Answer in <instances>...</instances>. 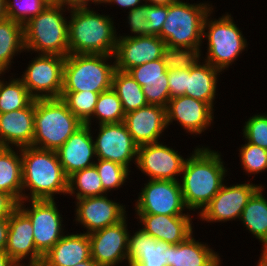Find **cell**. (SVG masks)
Returning <instances> with one entry per match:
<instances>
[{"label":"cell","instance_id":"7c38bea8","mask_svg":"<svg viewBox=\"0 0 267 266\" xmlns=\"http://www.w3.org/2000/svg\"><path fill=\"white\" fill-rule=\"evenodd\" d=\"M243 182L229 185L225 181L211 202L197 216L201 223H210L212 226V223L239 221L251 196L264 185L255 184L251 179Z\"/></svg>","mask_w":267,"mask_h":266},{"label":"cell","instance_id":"680465c9","mask_svg":"<svg viewBox=\"0 0 267 266\" xmlns=\"http://www.w3.org/2000/svg\"><path fill=\"white\" fill-rule=\"evenodd\" d=\"M263 261L267 264V258L263 259Z\"/></svg>","mask_w":267,"mask_h":266},{"label":"cell","instance_id":"ab89813d","mask_svg":"<svg viewBox=\"0 0 267 266\" xmlns=\"http://www.w3.org/2000/svg\"><path fill=\"white\" fill-rule=\"evenodd\" d=\"M47 6L43 0H6V15L7 18L24 25Z\"/></svg>","mask_w":267,"mask_h":266},{"label":"cell","instance_id":"9a60e30c","mask_svg":"<svg viewBox=\"0 0 267 266\" xmlns=\"http://www.w3.org/2000/svg\"><path fill=\"white\" fill-rule=\"evenodd\" d=\"M111 194L75 200L73 224L83 228V233L90 234L122 221L128 215L127 205L109 198Z\"/></svg>","mask_w":267,"mask_h":266},{"label":"cell","instance_id":"91938a15","mask_svg":"<svg viewBox=\"0 0 267 266\" xmlns=\"http://www.w3.org/2000/svg\"><path fill=\"white\" fill-rule=\"evenodd\" d=\"M26 266H42V265H26Z\"/></svg>","mask_w":267,"mask_h":266},{"label":"cell","instance_id":"ac0fdd59","mask_svg":"<svg viewBox=\"0 0 267 266\" xmlns=\"http://www.w3.org/2000/svg\"><path fill=\"white\" fill-rule=\"evenodd\" d=\"M8 235L5 252L18 265H41L43 255L34 244L30 218L17 207L8 219Z\"/></svg>","mask_w":267,"mask_h":266},{"label":"cell","instance_id":"9c48e42d","mask_svg":"<svg viewBox=\"0 0 267 266\" xmlns=\"http://www.w3.org/2000/svg\"><path fill=\"white\" fill-rule=\"evenodd\" d=\"M57 203L59 200L48 199L21 200L18 203V207L30 218L34 244L43 256L67 233V224L63 220L65 215H62Z\"/></svg>","mask_w":267,"mask_h":266},{"label":"cell","instance_id":"db71d44e","mask_svg":"<svg viewBox=\"0 0 267 266\" xmlns=\"http://www.w3.org/2000/svg\"><path fill=\"white\" fill-rule=\"evenodd\" d=\"M93 6H98V8H100L99 6H101L102 4H103V2L105 1V0H88Z\"/></svg>","mask_w":267,"mask_h":266},{"label":"cell","instance_id":"74e56055","mask_svg":"<svg viewBox=\"0 0 267 266\" xmlns=\"http://www.w3.org/2000/svg\"><path fill=\"white\" fill-rule=\"evenodd\" d=\"M242 140L245 141V144L237 148L240 160L238 164L241 163L240 166L243 173L248 177H252L251 179L253 180L256 177L255 175L267 171V150L247 142L244 138Z\"/></svg>","mask_w":267,"mask_h":266},{"label":"cell","instance_id":"4316f807","mask_svg":"<svg viewBox=\"0 0 267 266\" xmlns=\"http://www.w3.org/2000/svg\"><path fill=\"white\" fill-rule=\"evenodd\" d=\"M131 231L132 228L128 237V266H167L166 250L172 244L157 241L140 227Z\"/></svg>","mask_w":267,"mask_h":266},{"label":"cell","instance_id":"f1b7e54d","mask_svg":"<svg viewBox=\"0 0 267 266\" xmlns=\"http://www.w3.org/2000/svg\"><path fill=\"white\" fill-rule=\"evenodd\" d=\"M265 185L261 186L249 199L239 221L253 238L261 243L259 260L267 258V198Z\"/></svg>","mask_w":267,"mask_h":266},{"label":"cell","instance_id":"f907efd6","mask_svg":"<svg viewBox=\"0 0 267 266\" xmlns=\"http://www.w3.org/2000/svg\"><path fill=\"white\" fill-rule=\"evenodd\" d=\"M6 18V0H0V21Z\"/></svg>","mask_w":267,"mask_h":266},{"label":"cell","instance_id":"d6a6232c","mask_svg":"<svg viewBox=\"0 0 267 266\" xmlns=\"http://www.w3.org/2000/svg\"><path fill=\"white\" fill-rule=\"evenodd\" d=\"M112 88L122 102L125 114L148 105L142 87L128 72L115 69Z\"/></svg>","mask_w":267,"mask_h":266},{"label":"cell","instance_id":"f5cc1de1","mask_svg":"<svg viewBox=\"0 0 267 266\" xmlns=\"http://www.w3.org/2000/svg\"><path fill=\"white\" fill-rule=\"evenodd\" d=\"M177 0H147V3L150 4H170L172 2H175Z\"/></svg>","mask_w":267,"mask_h":266},{"label":"cell","instance_id":"bcb514c9","mask_svg":"<svg viewBox=\"0 0 267 266\" xmlns=\"http://www.w3.org/2000/svg\"><path fill=\"white\" fill-rule=\"evenodd\" d=\"M147 3V0H105L101 6L107 7L110 6V9L113 5L118 6L120 9L131 11L136 7L142 6ZM105 5V6H104Z\"/></svg>","mask_w":267,"mask_h":266},{"label":"cell","instance_id":"4dcf8cb0","mask_svg":"<svg viewBox=\"0 0 267 266\" xmlns=\"http://www.w3.org/2000/svg\"><path fill=\"white\" fill-rule=\"evenodd\" d=\"M24 52V25L9 18L0 21V73H9Z\"/></svg>","mask_w":267,"mask_h":266},{"label":"cell","instance_id":"d6986e66","mask_svg":"<svg viewBox=\"0 0 267 266\" xmlns=\"http://www.w3.org/2000/svg\"><path fill=\"white\" fill-rule=\"evenodd\" d=\"M166 43L155 35L118 37L114 52L115 69L127 72L144 63L161 59Z\"/></svg>","mask_w":267,"mask_h":266},{"label":"cell","instance_id":"603a6c76","mask_svg":"<svg viewBox=\"0 0 267 266\" xmlns=\"http://www.w3.org/2000/svg\"><path fill=\"white\" fill-rule=\"evenodd\" d=\"M35 99L26 107L0 114V147L32 146Z\"/></svg>","mask_w":267,"mask_h":266},{"label":"cell","instance_id":"4fadbf2b","mask_svg":"<svg viewBox=\"0 0 267 266\" xmlns=\"http://www.w3.org/2000/svg\"><path fill=\"white\" fill-rule=\"evenodd\" d=\"M91 134L94 136L97 159L119 163L130 171L133 164L136 165L138 145L133 141L124 122L99 124L96 128L91 126Z\"/></svg>","mask_w":267,"mask_h":266},{"label":"cell","instance_id":"1f68e13d","mask_svg":"<svg viewBox=\"0 0 267 266\" xmlns=\"http://www.w3.org/2000/svg\"><path fill=\"white\" fill-rule=\"evenodd\" d=\"M4 75L6 73H0V114L26 108L34 98L17 76L19 74L10 73L8 80Z\"/></svg>","mask_w":267,"mask_h":266},{"label":"cell","instance_id":"e0dca14e","mask_svg":"<svg viewBox=\"0 0 267 266\" xmlns=\"http://www.w3.org/2000/svg\"><path fill=\"white\" fill-rule=\"evenodd\" d=\"M214 113L215 110L206 102L187 95L173 97L166 106L167 127L175 122L188 135L202 136L213 127Z\"/></svg>","mask_w":267,"mask_h":266},{"label":"cell","instance_id":"484cf974","mask_svg":"<svg viewBox=\"0 0 267 266\" xmlns=\"http://www.w3.org/2000/svg\"><path fill=\"white\" fill-rule=\"evenodd\" d=\"M200 240L193 233L185 241L171 245L166 250L167 266H215L222 260L221 253Z\"/></svg>","mask_w":267,"mask_h":266},{"label":"cell","instance_id":"52a82bcc","mask_svg":"<svg viewBox=\"0 0 267 266\" xmlns=\"http://www.w3.org/2000/svg\"><path fill=\"white\" fill-rule=\"evenodd\" d=\"M188 1L177 0L168 4V15L159 35L168 46L202 48L204 21L216 5L208 0Z\"/></svg>","mask_w":267,"mask_h":266},{"label":"cell","instance_id":"d590c367","mask_svg":"<svg viewBox=\"0 0 267 266\" xmlns=\"http://www.w3.org/2000/svg\"><path fill=\"white\" fill-rule=\"evenodd\" d=\"M94 166L96 167L103 189L110 194L117 190L123 189L127 183L132 182L129 177L134 172L130 171L123 165L104 159H97ZM132 172V174H131ZM129 180V182H128Z\"/></svg>","mask_w":267,"mask_h":266},{"label":"cell","instance_id":"9f6ffc18","mask_svg":"<svg viewBox=\"0 0 267 266\" xmlns=\"http://www.w3.org/2000/svg\"><path fill=\"white\" fill-rule=\"evenodd\" d=\"M48 5H56V0H43Z\"/></svg>","mask_w":267,"mask_h":266},{"label":"cell","instance_id":"ba28073f","mask_svg":"<svg viewBox=\"0 0 267 266\" xmlns=\"http://www.w3.org/2000/svg\"><path fill=\"white\" fill-rule=\"evenodd\" d=\"M113 55L69 54L65 57L62 92L101 93L112 88Z\"/></svg>","mask_w":267,"mask_h":266},{"label":"cell","instance_id":"7bdbcfd3","mask_svg":"<svg viewBox=\"0 0 267 266\" xmlns=\"http://www.w3.org/2000/svg\"><path fill=\"white\" fill-rule=\"evenodd\" d=\"M168 15V4H150L148 3L147 20L148 35L159 36L166 17Z\"/></svg>","mask_w":267,"mask_h":266},{"label":"cell","instance_id":"83f0119b","mask_svg":"<svg viewBox=\"0 0 267 266\" xmlns=\"http://www.w3.org/2000/svg\"><path fill=\"white\" fill-rule=\"evenodd\" d=\"M222 72L204 60L195 67L187 69L186 95L208 103L215 111V99L218 98V84ZM217 96V98H216Z\"/></svg>","mask_w":267,"mask_h":266},{"label":"cell","instance_id":"11a10c76","mask_svg":"<svg viewBox=\"0 0 267 266\" xmlns=\"http://www.w3.org/2000/svg\"><path fill=\"white\" fill-rule=\"evenodd\" d=\"M255 266H267V264L263 260H257Z\"/></svg>","mask_w":267,"mask_h":266},{"label":"cell","instance_id":"d4e9b609","mask_svg":"<svg viewBox=\"0 0 267 266\" xmlns=\"http://www.w3.org/2000/svg\"><path fill=\"white\" fill-rule=\"evenodd\" d=\"M91 258L88 234L66 233L44 256L42 266H73Z\"/></svg>","mask_w":267,"mask_h":266},{"label":"cell","instance_id":"f546056e","mask_svg":"<svg viewBox=\"0 0 267 266\" xmlns=\"http://www.w3.org/2000/svg\"><path fill=\"white\" fill-rule=\"evenodd\" d=\"M22 158L20 148L0 147V191L22 200Z\"/></svg>","mask_w":267,"mask_h":266},{"label":"cell","instance_id":"816d5d0a","mask_svg":"<svg viewBox=\"0 0 267 266\" xmlns=\"http://www.w3.org/2000/svg\"><path fill=\"white\" fill-rule=\"evenodd\" d=\"M73 266H100V265L95 260L90 258L81 263H77L76 265H73Z\"/></svg>","mask_w":267,"mask_h":266},{"label":"cell","instance_id":"681fc988","mask_svg":"<svg viewBox=\"0 0 267 266\" xmlns=\"http://www.w3.org/2000/svg\"><path fill=\"white\" fill-rule=\"evenodd\" d=\"M0 266H18L5 251L0 252Z\"/></svg>","mask_w":267,"mask_h":266},{"label":"cell","instance_id":"b9f144b4","mask_svg":"<svg viewBox=\"0 0 267 266\" xmlns=\"http://www.w3.org/2000/svg\"><path fill=\"white\" fill-rule=\"evenodd\" d=\"M128 13V14H127ZM148 14V3L142 6L136 7L131 11L126 12V18L124 20L127 24L126 28H129L128 33H122L119 31L118 37H136V36H146L148 35V25L149 20H147Z\"/></svg>","mask_w":267,"mask_h":266},{"label":"cell","instance_id":"ffe728a7","mask_svg":"<svg viewBox=\"0 0 267 266\" xmlns=\"http://www.w3.org/2000/svg\"><path fill=\"white\" fill-rule=\"evenodd\" d=\"M137 226L157 241L176 245L195 233L194 215L136 214Z\"/></svg>","mask_w":267,"mask_h":266},{"label":"cell","instance_id":"5bb4252c","mask_svg":"<svg viewBox=\"0 0 267 266\" xmlns=\"http://www.w3.org/2000/svg\"><path fill=\"white\" fill-rule=\"evenodd\" d=\"M175 148L164 141L140 145L134 167L146 179L179 181L187 157Z\"/></svg>","mask_w":267,"mask_h":266},{"label":"cell","instance_id":"277c9868","mask_svg":"<svg viewBox=\"0 0 267 266\" xmlns=\"http://www.w3.org/2000/svg\"><path fill=\"white\" fill-rule=\"evenodd\" d=\"M216 8L209 12L204 21L202 42L207 44L202 43L201 49L207 45L205 46L207 52L202 58L224 74L233 64H236L238 57L244 51H248L247 47L250 44L230 12L221 14L218 19L214 18Z\"/></svg>","mask_w":267,"mask_h":266},{"label":"cell","instance_id":"60d3db41","mask_svg":"<svg viewBox=\"0 0 267 266\" xmlns=\"http://www.w3.org/2000/svg\"><path fill=\"white\" fill-rule=\"evenodd\" d=\"M242 132V138L247 142L267 150V115L265 112L250 115L243 123Z\"/></svg>","mask_w":267,"mask_h":266},{"label":"cell","instance_id":"cb8c5ba5","mask_svg":"<svg viewBox=\"0 0 267 266\" xmlns=\"http://www.w3.org/2000/svg\"><path fill=\"white\" fill-rule=\"evenodd\" d=\"M142 87L148 104L167 106L170 98L168 71L162 59L135 66L127 71Z\"/></svg>","mask_w":267,"mask_h":266},{"label":"cell","instance_id":"8fae6325","mask_svg":"<svg viewBox=\"0 0 267 266\" xmlns=\"http://www.w3.org/2000/svg\"><path fill=\"white\" fill-rule=\"evenodd\" d=\"M133 205L135 214L195 215L186 207L179 181L147 179ZM144 184V185H143ZM192 213V214H191Z\"/></svg>","mask_w":267,"mask_h":266},{"label":"cell","instance_id":"7402d4cb","mask_svg":"<svg viewBox=\"0 0 267 266\" xmlns=\"http://www.w3.org/2000/svg\"><path fill=\"white\" fill-rule=\"evenodd\" d=\"M56 153L67 177L94 166L97 156L91 126L83 124Z\"/></svg>","mask_w":267,"mask_h":266},{"label":"cell","instance_id":"f6af8a7d","mask_svg":"<svg viewBox=\"0 0 267 266\" xmlns=\"http://www.w3.org/2000/svg\"><path fill=\"white\" fill-rule=\"evenodd\" d=\"M18 207V202L9 194L0 191V220L9 219Z\"/></svg>","mask_w":267,"mask_h":266},{"label":"cell","instance_id":"e575fe53","mask_svg":"<svg viewBox=\"0 0 267 266\" xmlns=\"http://www.w3.org/2000/svg\"><path fill=\"white\" fill-rule=\"evenodd\" d=\"M125 112L122 102L113 88L101 92L98 96L97 103L92 118L86 125L93 126L99 124H112L124 122Z\"/></svg>","mask_w":267,"mask_h":266},{"label":"cell","instance_id":"44dd1931","mask_svg":"<svg viewBox=\"0 0 267 266\" xmlns=\"http://www.w3.org/2000/svg\"><path fill=\"white\" fill-rule=\"evenodd\" d=\"M124 123L138 146L163 141L164 133L168 129L166 108L148 104L125 114Z\"/></svg>","mask_w":267,"mask_h":266},{"label":"cell","instance_id":"7a4b0ae2","mask_svg":"<svg viewBox=\"0 0 267 266\" xmlns=\"http://www.w3.org/2000/svg\"><path fill=\"white\" fill-rule=\"evenodd\" d=\"M22 158V200H58L67 195L68 177L56 151L33 146L20 148Z\"/></svg>","mask_w":267,"mask_h":266},{"label":"cell","instance_id":"8d00e7d4","mask_svg":"<svg viewBox=\"0 0 267 266\" xmlns=\"http://www.w3.org/2000/svg\"><path fill=\"white\" fill-rule=\"evenodd\" d=\"M205 50L193 47H171L166 45L162 53V61L166 70L190 69L203 60Z\"/></svg>","mask_w":267,"mask_h":266},{"label":"cell","instance_id":"6f0895ef","mask_svg":"<svg viewBox=\"0 0 267 266\" xmlns=\"http://www.w3.org/2000/svg\"><path fill=\"white\" fill-rule=\"evenodd\" d=\"M222 263H223V260H220L215 266H223Z\"/></svg>","mask_w":267,"mask_h":266},{"label":"cell","instance_id":"30bf717a","mask_svg":"<svg viewBox=\"0 0 267 266\" xmlns=\"http://www.w3.org/2000/svg\"><path fill=\"white\" fill-rule=\"evenodd\" d=\"M18 76L34 99L61 98L65 57L35 54Z\"/></svg>","mask_w":267,"mask_h":266},{"label":"cell","instance_id":"5b68a950","mask_svg":"<svg viewBox=\"0 0 267 266\" xmlns=\"http://www.w3.org/2000/svg\"><path fill=\"white\" fill-rule=\"evenodd\" d=\"M69 9L60 5H48L42 12L24 24L26 53L69 55Z\"/></svg>","mask_w":267,"mask_h":266},{"label":"cell","instance_id":"836d02e7","mask_svg":"<svg viewBox=\"0 0 267 266\" xmlns=\"http://www.w3.org/2000/svg\"><path fill=\"white\" fill-rule=\"evenodd\" d=\"M108 194L102 186L100 176L95 166L73 173L68 177L67 197L82 199Z\"/></svg>","mask_w":267,"mask_h":266},{"label":"cell","instance_id":"6da1fadb","mask_svg":"<svg viewBox=\"0 0 267 266\" xmlns=\"http://www.w3.org/2000/svg\"><path fill=\"white\" fill-rule=\"evenodd\" d=\"M192 149L190 156L185 155L187 159L179 182L186 207L198 216L232 173L219 150L202 144Z\"/></svg>","mask_w":267,"mask_h":266},{"label":"cell","instance_id":"c3c4849f","mask_svg":"<svg viewBox=\"0 0 267 266\" xmlns=\"http://www.w3.org/2000/svg\"><path fill=\"white\" fill-rule=\"evenodd\" d=\"M8 219L0 220V252L5 251L8 235Z\"/></svg>","mask_w":267,"mask_h":266},{"label":"cell","instance_id":"8992f818","mask_svg":"<svg viewBox=\"0 0 267 266\" xmlns=\"http://www.w3.org/2000/svg\"><path fill=\"white\" fill-rule=\"evenodd\" d=\"M82 125L61 98L35 99L32 146L57 151Z\"/></svg>","mask_w":267,"mask_h":266},{"label":"cell","instance_id":"7dc6e473","mask_svg":"<svg viewBox=\"0 0 267 266\" xmlns=\"http://www.w3.org/2000/svg\"><path fill=\"white\" fill-rule=\"evenodd\" d=\"M56 5H60L67 9L92 6V4L88 0H56Z\"/></svg>","mask_w":267,"mask_h":266},{"label":"cell","instance_id":"ee69618b","mask_svg":"<svg viewBox=\"0 0 267 266\" xmlns=\"http://www.w3.org/2000/svg\"><path fill=\"white\" fill-rule=\"evenodd\" d=\"M168 85L170 98L186 95L187 69L169 70Z\"/></svg>","mask_w":267,"mask_h":266},{"label":"cell","instance_id":"f35d334b","mask_svg":"<svg viewBox=\"0 0 267 266\" xmlns=\"http://www.w3.org/2000/svg\"><path fill=\"white\" fill-rule=\"evenodd\" d=\"M99 94L91 91L61 92V99L68 109L86 124L92 118Z\"/></svg>","mask_w":267,"mask_h":266},{"label":"cell","instance_id":"2e32d148","mask_svg":"<svg viewBox=\"0 0 267 266\" xmlns=\"http://www.w3.org/2000/svg\"><path fill=\"white\" fill-rule=\"evenodd\" d=\"M127 215L122 221L88 234L91 258L100 266H128L129 226ZM129 226V227H128ZM125 263V264H124Z\"/></svg>","mask_w":267,"mask_h":266},{"label":"cell","instance_id":"3957f363","mask_svg":"<svg viewBox=\"0 0 267 266\" xmlns=\"http://www.w3.org/2000/svg\"><path fill=\"white\" fill-rule=\"evenodd\" d=\"M94 9L92 6L69 9V54L114 55L118 39L116 17Z\"/></svg>","mask_w":267,"mask_h":266}]
</instances>
